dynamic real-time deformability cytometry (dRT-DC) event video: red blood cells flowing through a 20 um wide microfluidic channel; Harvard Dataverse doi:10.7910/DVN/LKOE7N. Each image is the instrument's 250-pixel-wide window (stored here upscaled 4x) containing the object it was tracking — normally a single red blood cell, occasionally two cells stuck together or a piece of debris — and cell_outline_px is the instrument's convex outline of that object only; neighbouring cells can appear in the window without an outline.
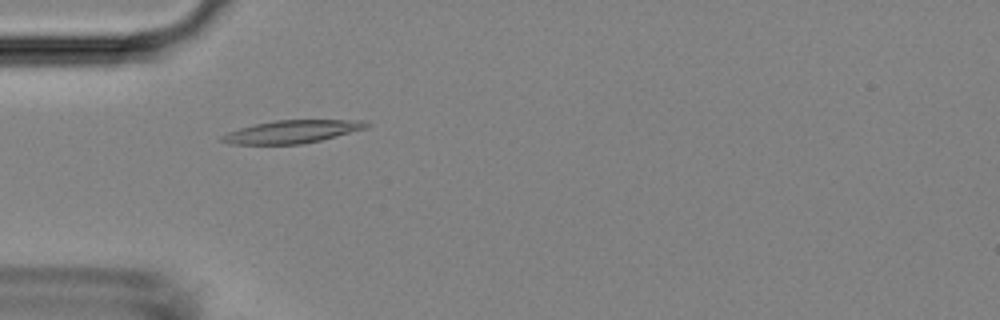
{"species": "Egyptian fruit bat (a non-hibernating species)", "species_latin": "Rousettus aegyptiacus", "temperature_condition": "room temperature", "stored_images_in_passage": 7, "camera_frame_rate_fps": 3000, "um_per_image_px": 0.085, "animal": {"sex": "female"}, "frame": {"image": 1, "passage_image": 2, "time_ms": 1.0, "image_size_px": [1000, 320], "cell_outline_px": [[372, 124], [368, 128], [320, 140], [300, 144], [228, 144], [220, 140], [220, 136], [228, 132], [240, 128], [256, 124], [276, 120], [364, 120]], "centroid_in_image_um": [24.85, 11.19], "position_along_channel_um": 60.2, "area_um2": 19.19}}
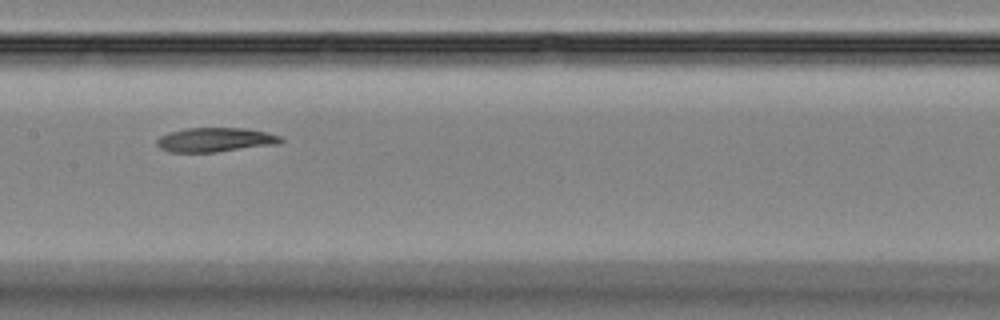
{"frame": {"image": 2, "passage_image": 5, "time_ms": 4.333, "image_size_px": [1000, 320], "cell_outline_px": [[284, 140], [280, 144], [216, 152], [168, 152], [160, 148], [156, 144], [156, 140], [160, 136], [168, 132], [184, 128], [244, 128], [268, 132], [280, 136]], "centroid_in_image_um": [18.3, 11.88], "position_along_channel_um": 189.1, "area_um2": 17.74}}
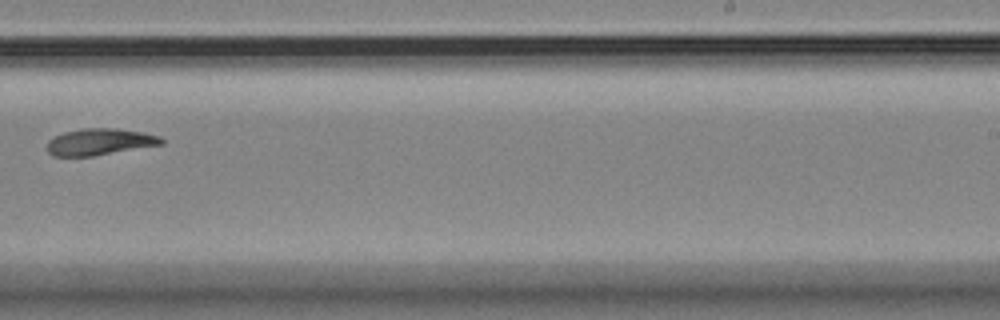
{"frame": {"image": 3, "passage_image": 7, "time_ms": 6.667, "image_size_px": [1000, 320], "cell_outline_px": [[164, 144], [92, 156], [52, 156], [48, 152], [48, 140], [64, 132], [80, 128], [116, 128], [144, 132], [160, 136], [164, 140]], "centroid_in_image_um": [8.5, 12.05], "position_along_channel_um": 280.5, "area_um2": 17.74}}